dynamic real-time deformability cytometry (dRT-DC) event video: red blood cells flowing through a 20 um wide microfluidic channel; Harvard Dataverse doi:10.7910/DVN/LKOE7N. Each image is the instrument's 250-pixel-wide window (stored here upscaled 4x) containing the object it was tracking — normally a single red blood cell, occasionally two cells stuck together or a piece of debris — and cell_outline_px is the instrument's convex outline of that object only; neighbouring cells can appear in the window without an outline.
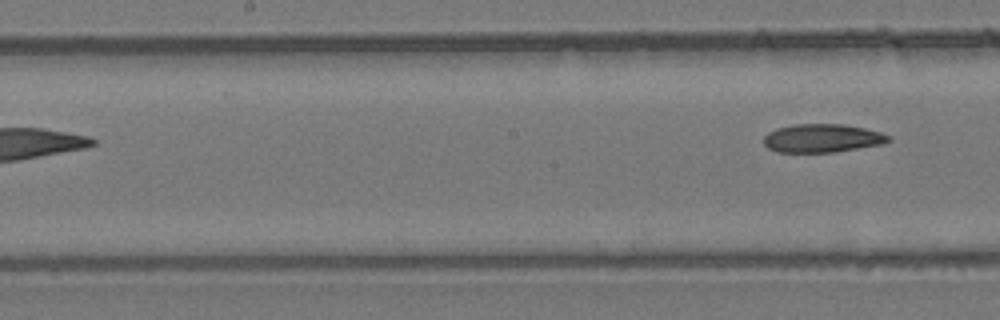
{"species": "common noctule bat (a hibernating species)", "species_latin": "Nyctalus noctula", "temperature_condition": "room temperature", "stored_images_in_passage": 7, "segment_of_instrument_passage": [2, 2], "camera_frame_rate_fps": 3000, "um_per_image_px": 0.085, "animal": {"sex": "female", "body_mass_g": 24.6, "forearm_length_mm": 56.2}, "frame": {"image": 1, "passage_image": 7, "time_ms": 7.0, "image_size_px": [1000, 320], "cell_outline_px": [[892, 140], [884, 144], [836, 152], [776, 152], [768, 148], [764, 144], [764, 136], [768, 132], [776, 128], [796, 124], [844, 124], [864, 128], [880, 132], [892, 136]], "centroid_in_image_um": [69.92, 11.75], "position_along_channel_um": 178.3, "area_um2": 20.87}}